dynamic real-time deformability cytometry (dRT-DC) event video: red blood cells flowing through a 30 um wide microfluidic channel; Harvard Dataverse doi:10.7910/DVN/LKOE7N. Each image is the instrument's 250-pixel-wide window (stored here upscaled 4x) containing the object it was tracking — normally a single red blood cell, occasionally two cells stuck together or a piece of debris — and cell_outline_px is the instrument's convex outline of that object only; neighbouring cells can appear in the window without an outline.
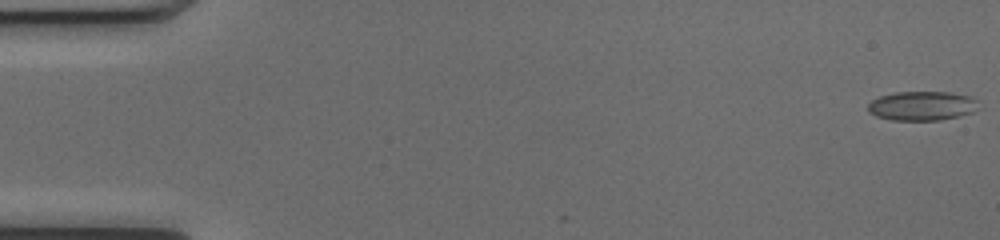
{"species": "common noctule bat (a hibernating species)", "species_latin": "Nyctalus noctula", "temperature_condition": "cold", "stored_images_in_passage": 52, "camera_frame_rate_fps": 3000, "um_per_image_px": 0.085, "animal": {"sex": "female", "body_mass_g": 17.0, "forearm_length_mm": 48.0}, "frame": {"image": 1, "passage_image": 1, "time_ms": 0.0, "image_size_px": [1000, 240], "cell_outline_px": [[980, 108], [972, 112], [940, 120], [892, 120], [876, 116], [868, 112], [868, 104], [872, 100], [880, 96], [896, 92], [948, 92], [972, 96], [980, 100]], "centroid_in_image_um": [78.42, 8.99], "position_along_channel_um": 6.6, "area_um2": 19.02}}
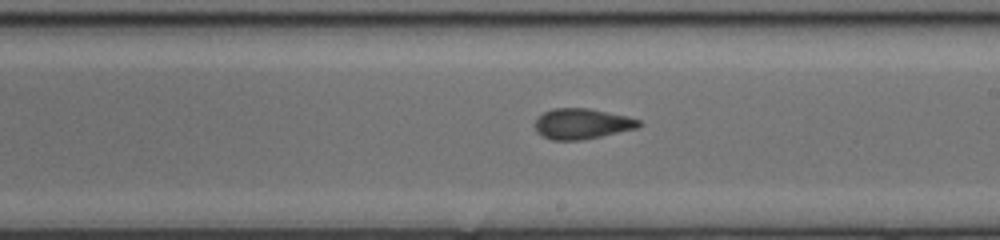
{"frame": {"image": 2, "passage_image": 30, "time_ms": 9.667, "image_size_px": [1000, 240], "cell_outline_px": [[640, 124], [636, 128], [600, 136], [580, 140], [552, 140], [536, 132], [536, 120], [544, 112], [552, 108], [588, 108], [628, 116], [640, 120]], "centroid_in_image_um": [49.45, 10.51], "position_along_channel_um": 239.5, "area_um2": 18.21}}
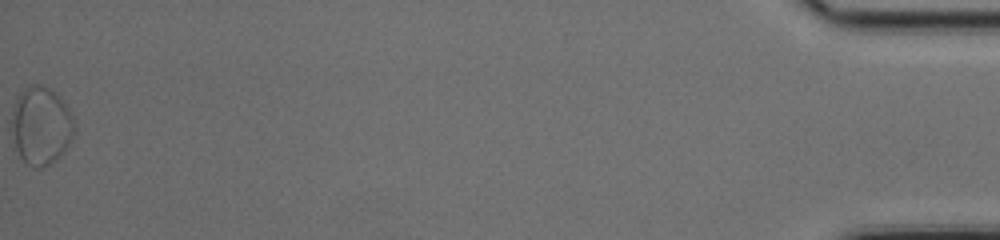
{"frame": {"image": 3, "passage_image": 52, "time_ms": 17.0, "image_size_px": [1000, 240], "cell_outline_px": [[76, 132], [64, 152], [56, 160], [40, 168], [32, 168], [20, 156], [16, 148], [12, 128], [12, 108], [16, 96], [24, 88], [32, 84], [36, 84], [48, 88], [56, 92], [64, 104], [76, 128]], "centroid_in_image_um": [3.48, 10.69], "position_along_channel_um": 431.7, "area_um2": 28.38}, "authors_computed_cell_mechanics": {"area_um2": 18.5827, "velocity_mm_per_s": 4.0543, "shape_relaxation_time_tau1_ms": null, "shape_relaxation_time_tau2_ms": 1.7396, "deformation_change_tau1": null, "deformation_change_tau2": 0.0763}}